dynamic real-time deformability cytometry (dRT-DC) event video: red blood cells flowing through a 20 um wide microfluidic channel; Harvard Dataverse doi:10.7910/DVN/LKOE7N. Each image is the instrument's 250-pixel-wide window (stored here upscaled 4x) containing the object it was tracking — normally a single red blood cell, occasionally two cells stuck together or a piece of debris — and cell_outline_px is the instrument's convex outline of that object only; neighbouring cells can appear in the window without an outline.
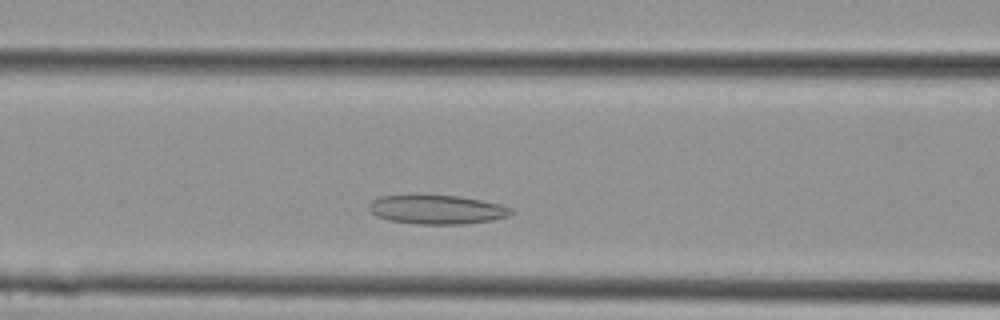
{"species": "Egyptian fruit bat (a non-hibernating species)", "species_latin": "Rousettus aegyptiacus", "temperature_condition": "cold", "stored_images_in_passage": 8, "camera_frame_rate_fps": 3000, "um_per_image_px": 0.085, "animal": {"sex": "female"}, "frame": {"image": 1, "passage_image": 4, "time_ms": 1.0, "image_size_px": [1000, 320], "cell_outline_px": [[512, 212], [508, 216], [492, 220], [464, 224], [420, 224], [388, 220], [376, 216], [368, 208], [368, 204], [372, 200], [380, 196], [456, 196], [480, 200], [500, 204], [512, 208]], "centroid_in_image_um": [37.13, 17.82], "position_along_channel_um": 129.5, "area_um2": 23.7}}
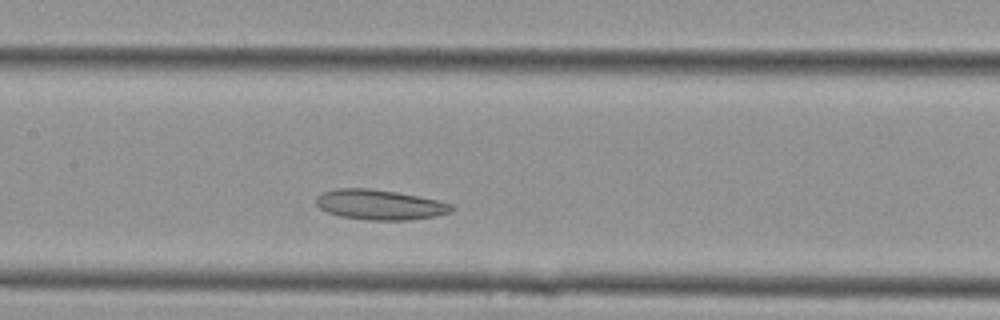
{"frame": {"image": 2, "passage_image": 6, "time_ms": 1.667, "image_size_px": [1000, 320], "cell_outline_px": [[456, 208], [448, 212], [436, 216], [408, 220], [368, 220], [340, 216], [328, 212], [320, 208], [316, 204], [316, 196], [320, 192], [340, 188], [368, 188], [396, 192], [436, 200], [452, 204]], "centroid_in_image_um": [32.25, 17.4], "position_along_channel_um": 175.2, "area_um2": 23.64}}
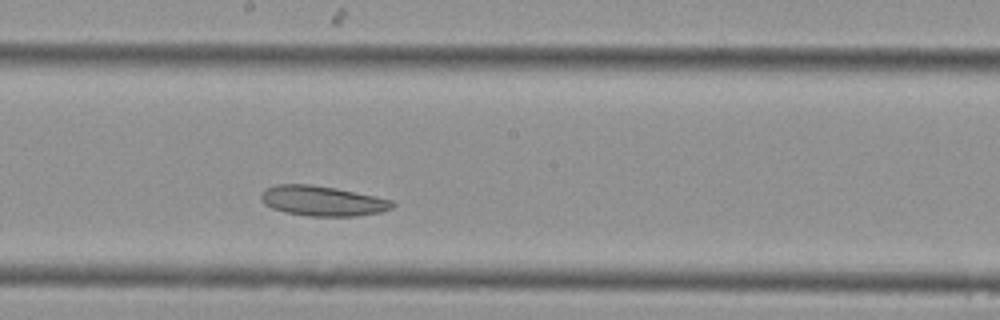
{"frame": {"image": 3, "passage_image": 8, "time_ms": 2.333, "image_size_px": [1000, 320], "cell_outline_px": [[396, 204], [392, 208], [380, 212], [356, 216], [308, 216], [284, 212], [272, 208], [264, 204], [260, 200], [260, 192], [264, 188], [276, 184], [308, 184], [336, 188], [392, 200]], "centroid_in_image_um": [27.35, 17.07], "position_along_channel_um": 220.9, "area_um2": 23.12}}